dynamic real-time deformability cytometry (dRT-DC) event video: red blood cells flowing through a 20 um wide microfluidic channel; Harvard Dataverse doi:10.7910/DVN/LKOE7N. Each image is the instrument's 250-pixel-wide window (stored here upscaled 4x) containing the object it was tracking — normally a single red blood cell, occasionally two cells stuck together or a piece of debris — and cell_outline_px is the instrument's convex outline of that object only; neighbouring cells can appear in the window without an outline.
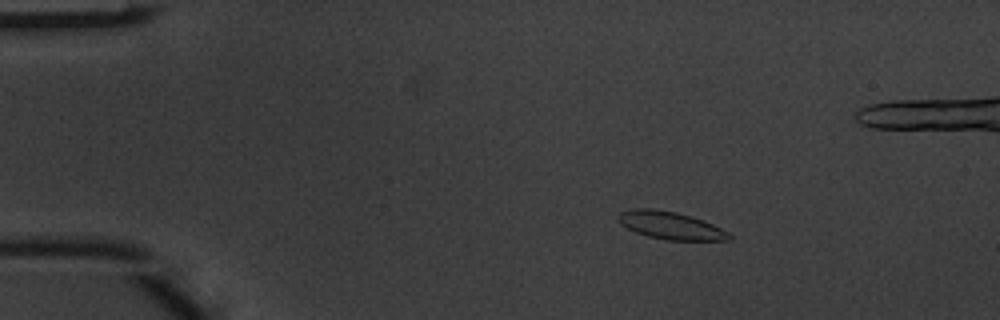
{"species": "common noctule bat (a hibernating species)", "species_latin": "Nyctalus noctula", "temperature_condition": "warm", "stored_images_in_passage": 5, "camera_frame_rate_fps": 3000, "um_per_image_px": 0.085, "animal": {"sex": "male", "body_mass_g": 20.1, "forearm_length_mm": 53.5}, "frame": {"image": 1, "passage_image": 3, "time_ms": 0.667, "image_size_px": [1000, 320], "cell_outline_px": [[732, 236], [728, 240], [664, 240], [648, 236], [636, 232], [620, 224], [616, 216], [620, 212], [632, 208], [652, 208], [676, 212], [692, 216], [704, 220], [728, 232]], "centroid_in_image_um": [56.96, 19.15], "position_along_channel_um": 28.0, "area_um2": 17.92}}